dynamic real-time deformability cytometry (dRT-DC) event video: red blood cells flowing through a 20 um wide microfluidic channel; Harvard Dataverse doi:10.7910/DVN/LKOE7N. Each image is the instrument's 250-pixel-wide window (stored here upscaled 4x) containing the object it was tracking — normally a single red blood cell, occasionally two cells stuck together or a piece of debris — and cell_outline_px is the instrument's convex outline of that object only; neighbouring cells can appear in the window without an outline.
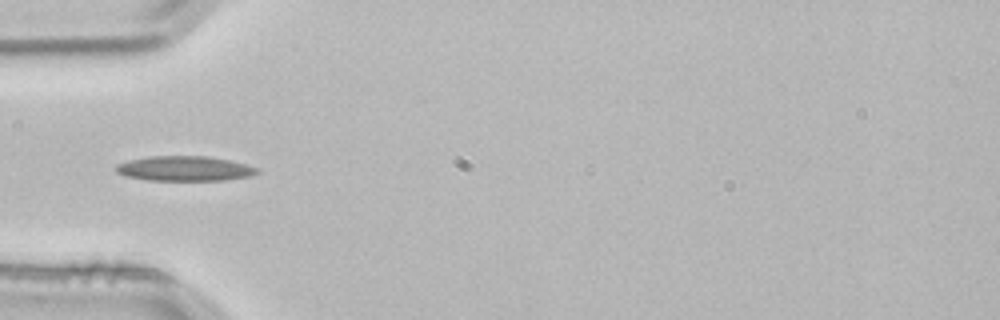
{"species": "common noctule bat (a hibernating species)", "species_latin": "Nyctalus noctula", "temperature_condition": "room temperature", "stored_images_in_passage": 4, "camera_frame_rate_fps": 3000, "um_per_image_px": 0.085, "animal": {"sex": "male", "body_mass_g": 21.5, "forearm_length_mm": 52.0}, "frame": {"image": 1, "passage_image": 4, "time_ms": 1.0, "image_size_px": [1000, 320], "cell_outline_px": [[260, 172], [252, 176], [224, 180], [148, 180], [124, 176], [116, 172], [116, 164], [128, 160], [148, 156], [208, 156], [228, 160], [244, 164], [256, 168]], "centroid_in_image_um": [15.65, 14.32], "position_along_channel_um": 69.3, "area_um2": 20.46}}